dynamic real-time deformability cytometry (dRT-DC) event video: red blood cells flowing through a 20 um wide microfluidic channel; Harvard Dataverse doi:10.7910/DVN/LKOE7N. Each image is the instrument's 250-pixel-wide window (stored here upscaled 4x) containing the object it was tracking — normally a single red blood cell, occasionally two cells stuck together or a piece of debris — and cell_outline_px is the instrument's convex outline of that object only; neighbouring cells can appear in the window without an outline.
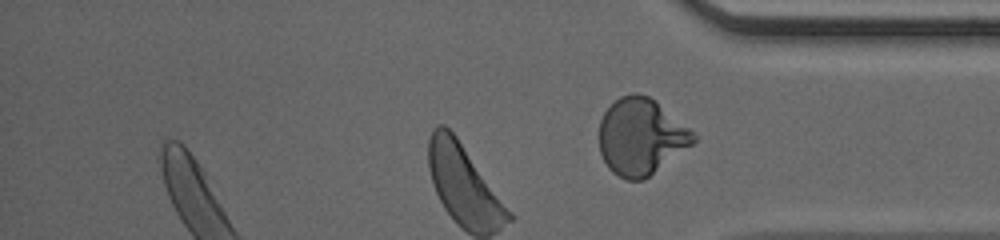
{"species": "human", "species_latin": "Homo sapiens", "temperature_condition": "cold", "stored_images_in_passage": 27, "camera_frame_rate_fps": 3000, "um_per_image_px": 0.085, "donor": {"sex": "male"}, "frame": {"image": 1, "passage_image": 27, "time_ms": 8.667, "image_size_px": [1000, 240], "cell_outline_px": [[696, 140], [692, 144], [644, 180], [628, 180], [612, 172], [608, 168], [600, 152], [600, 120], [604, 112], [620, 96], [632, 92], [636, 92], [648, 96], [656, 100], [688, 128], [696, 136]], "centroid_in_image_um": [54.46, 11.6], "position_along_channel_um": 380.7, "area_um2": 41.62}, "authors_computed_cell_mechanics": {"area_um2": 37.859, "velocity_mm_per_s": 4.0719, "shape_relaxation_time_tau1_ms": 2.9124, "shape_relaxation_time_tau2_ms": null, "deformation_change_tau1": 0.1265, "deformation_change_tau2": null}}